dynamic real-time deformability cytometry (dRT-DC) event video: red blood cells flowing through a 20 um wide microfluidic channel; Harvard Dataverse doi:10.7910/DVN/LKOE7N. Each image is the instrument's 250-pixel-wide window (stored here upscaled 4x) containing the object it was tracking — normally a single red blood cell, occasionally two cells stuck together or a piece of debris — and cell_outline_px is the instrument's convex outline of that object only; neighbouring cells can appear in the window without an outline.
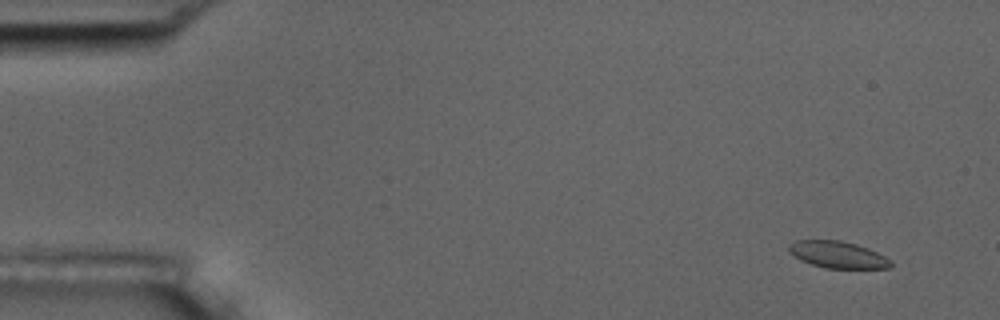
{"species": "common noctule bat (a hibernating species)", "species_latin": "Nyctalus noctula", "temperature_condition": "room temperature", "stored_images_in_passage": 6, "camera_frame_rate_fps": 3000, "um_per_image_px": 0.085, "animal": {"sex": "male", "body_mass_g": 17.5, "forearm_length_mm": 52.3}, "frame": {"image": 1, "passage_image": 2, "time_ms": 1.0, "image_size_px": [1000, 320], "cell_outline_px": [[892, 264], [888, 268], [824, 268], [800, 260], [788, 252], [788, 244], [796, 240], [840, 240], [856, 244], [868, 248], [892, 260]], "centroid_in_image_um": [71.18, 21.64], "position_along_channel_um": 13.8, "area_um2": 15.95}}